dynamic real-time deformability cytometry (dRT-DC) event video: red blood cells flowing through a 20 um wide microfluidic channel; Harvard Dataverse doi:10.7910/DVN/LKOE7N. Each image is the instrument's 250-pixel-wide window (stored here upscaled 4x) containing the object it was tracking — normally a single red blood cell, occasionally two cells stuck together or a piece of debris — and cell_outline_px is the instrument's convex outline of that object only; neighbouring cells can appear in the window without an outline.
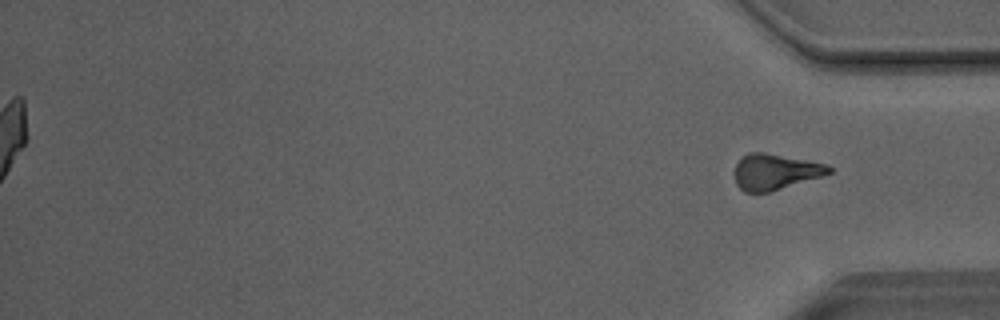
{"species": "Egyptian fruit bat (a non-hibernating species)", "species_latin": "Rousettus aegyptiacus", "temperature_condition": "room temperature", "stored_images_in_passage": 45, "segment_of_instrument_passage": [2, 2], "camera_frame_rate_fps": 3000, "um_per_image_px": 0.085, "animal": {"sex": "male"}, "frame": {"image": 1, "passage_image": 45, "time_ms": 14.667, "image_size_px": [1000, 320], "cell_outline_px": [[832, 172], [820, 176], [768, 192], [744, 192], [736, 184], [732, 172], [736, 164], [748, 152], [764, 152], [828, 164], [832, 168]], "centroid_in_image_um": [65.84, 14.59], "position_along_channel_um": 369.4, "area_um2": 19.54}}